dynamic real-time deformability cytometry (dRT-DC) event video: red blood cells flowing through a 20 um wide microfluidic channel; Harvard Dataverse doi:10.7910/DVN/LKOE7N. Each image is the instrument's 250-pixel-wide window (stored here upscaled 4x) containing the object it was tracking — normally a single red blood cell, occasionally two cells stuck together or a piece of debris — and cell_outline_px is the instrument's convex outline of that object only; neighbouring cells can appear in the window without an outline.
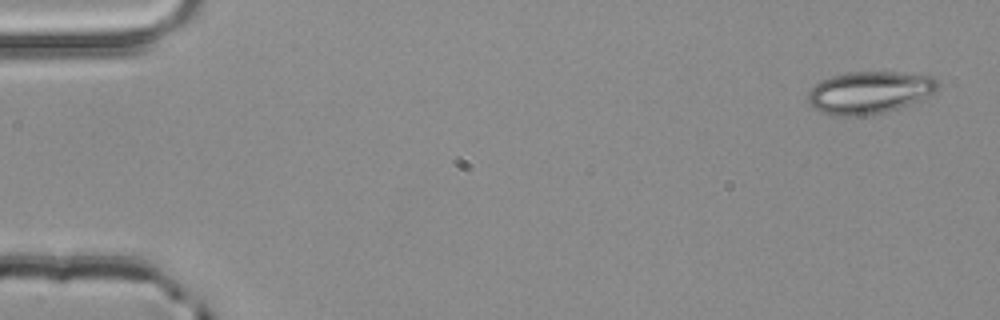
{"species": "common noctule bat (a hibernating species)", "species_latin": "Nyctalus noctula", "temperature_condition": "room temperature", "stored_images_in_passage": 3, "camera_frame_rate_fps": 3000, "um_per_image_px": 0.085, "animal": {"sex": "male", "body_mass_g": 20.4}, "frame": {"image": 1, "passage_image": 1, "time_ms": 0.0, "image_size_px": [1000, 320], "cell_outline_px": [[940, 84], [936, 92], [920, 100], [884, 112], [864, 116], [832, 116], [820, 112], [812, 108], [808, 100], [808, 92], [820, 80], [832, 76], [848, 72], [900, 72], [936, 76]], "centroid_in_image_um": [73.91, 7.86], "position_along_channel_um": 11.1, "area_um2": 32.37}}